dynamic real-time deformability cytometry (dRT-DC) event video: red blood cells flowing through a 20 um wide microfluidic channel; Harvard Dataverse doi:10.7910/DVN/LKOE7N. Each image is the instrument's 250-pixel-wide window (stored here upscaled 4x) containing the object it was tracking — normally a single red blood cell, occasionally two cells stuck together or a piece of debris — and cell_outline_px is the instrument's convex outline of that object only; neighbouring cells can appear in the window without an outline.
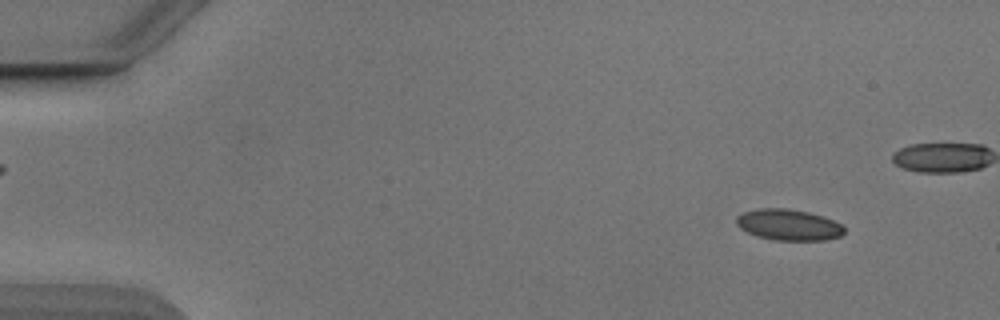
{"species": "Egyptian fruit bat (a non-hibernating species)", "species_latin": "Rousettus aegyptiacus", "temperature_condition": "cold", "stored_images_in_passage": 16, "camera_frame_rate_fps": 3000, "um_per_image_px": 0.085, "animal": {"sex": "male"}, "frame": {"image": 1, "passage_image": 5, "time_ms": 1.333, "image_size_px": [1000, 320], "cell_outline_px": [[844, 232], [840, 236], [824, 240], [772, 240], [748, 232], [740, 228], [736, 224], [736, 216], [744, 212], [760, 208], [788, 208], [808, 212], [832, 220], [840, 224], [844, 228]], "centroid_in_image_um": [67.0, 19.1], "position_along_channel_um": 18.0, "area_um2": 19.31}}